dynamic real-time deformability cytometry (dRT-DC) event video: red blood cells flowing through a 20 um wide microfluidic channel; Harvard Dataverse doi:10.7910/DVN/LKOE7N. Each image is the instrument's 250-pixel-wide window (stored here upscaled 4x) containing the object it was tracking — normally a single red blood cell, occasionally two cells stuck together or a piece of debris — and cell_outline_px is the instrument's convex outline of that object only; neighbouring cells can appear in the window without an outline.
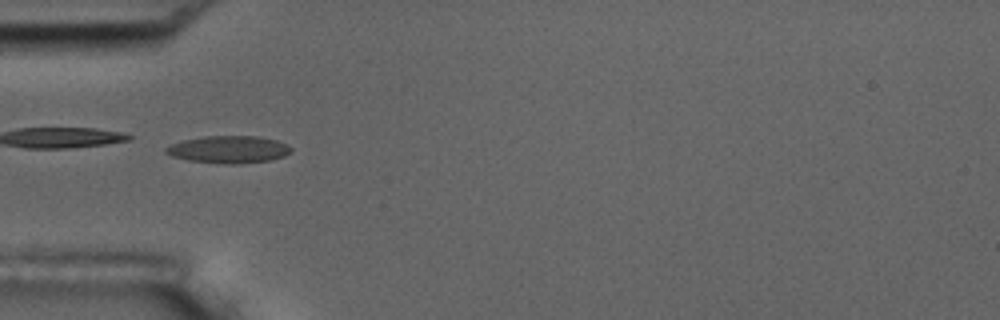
{"species": "common noctule bat (a hibernating species)", "species_latin": "Nyctalus noctula", "temperature_condition": "room temperature", "stored_images_in_passage": 7, "camera_frame_rate_fps": 3000, "um_per_image_px": 0.085, "animal": {"sex": "male", "body_mass_g": 17.5, "forearm_length_mm": 52.3}, "frame": {"image": 1, "passage_image": 6, "time_ms": 1.667, "image_size_px": [1000, 320], "cell_outline_px": [[292, 148], [284, 156], [268, 160], [240, 164], [224, 164], [188, 160], [172, 156], [164, 152], [164, 148], [180, 140], [204, 136], [260, 136], [276, 140], [288, 144]], "centroid_in_image_um": [19.4, 12.7], "position_along_channel_um": 65.6, "area_um2": 20.0}}